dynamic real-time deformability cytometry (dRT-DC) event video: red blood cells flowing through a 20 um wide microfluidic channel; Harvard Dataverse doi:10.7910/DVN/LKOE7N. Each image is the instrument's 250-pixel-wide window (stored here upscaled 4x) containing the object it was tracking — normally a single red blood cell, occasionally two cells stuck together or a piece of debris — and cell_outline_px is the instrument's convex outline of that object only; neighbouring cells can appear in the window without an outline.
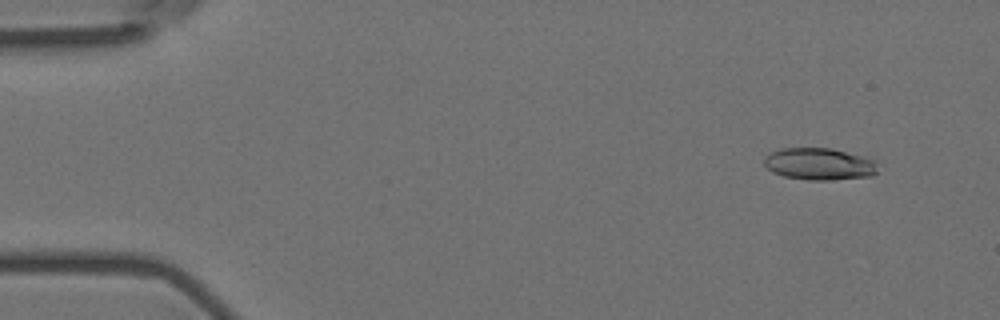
{"species": "Egyptian fruit bat (a non-hibernating species)", "species_latin": "Rousettus aegyptiacus", "temperature_condition": "room temperature", "stored_images_in_passage": 19, "camera_frame_rate_fps": 3000, "um_per_image_px": 0.085, "animal": {"sex": "female"}, "frame": {"image": 1, "passage_image": 5, "time_ms": 1.333, "image_size_px": [1000, 320], "cell_outline_px": [[876, 172], [872, 176], [832, 180], [808, 180], [784, 176], [772, 172], [764, 164], [764, 156], [780, 148], [832, 148], [864, 156], [876, 160]], "centroid_in_image_um": [69.64, 13.93], "position_along_channel_um": 15.4, "area_um2": 21.33}}
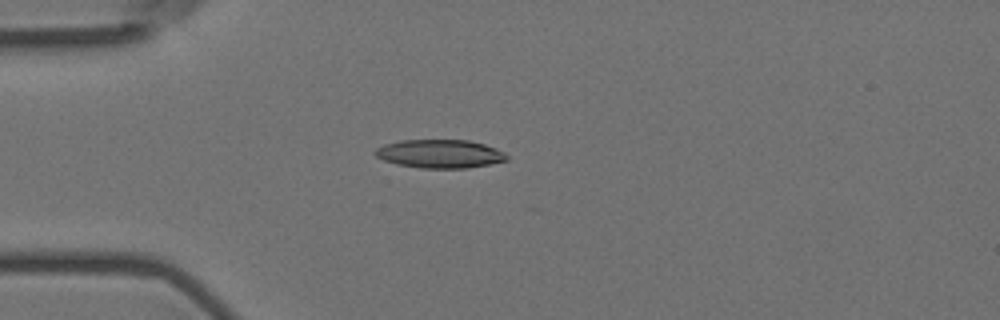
{"frame": {"image": 2, "passage_image": 15, "time_ms": 4.667, "image_size_px": [1000, 320], "cell_outline_px": [[508, 160], [468, 168], [420, 168], [396, 164], [384, 160], [376, 156], [372, 152], [376, 148], [384, 144], [400, 140], [468, 140], [484, 144], [496, 148], [504, 152], [508, 156]], "centroid_in_image_um": [37.37, 13.07], "position_along_channel_um": 47.6, "area_um2": 21.91}}